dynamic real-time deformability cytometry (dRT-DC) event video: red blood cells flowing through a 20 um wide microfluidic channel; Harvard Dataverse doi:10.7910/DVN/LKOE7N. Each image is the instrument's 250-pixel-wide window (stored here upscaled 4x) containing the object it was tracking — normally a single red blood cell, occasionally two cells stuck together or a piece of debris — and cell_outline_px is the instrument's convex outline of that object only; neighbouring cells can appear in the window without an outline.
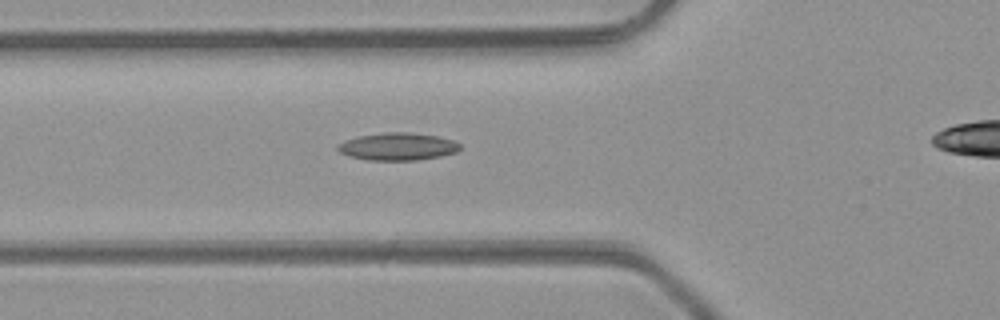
{"species": "common noctule bat (a hibernating species)", "species_latin": "Nyctalus noctula", "temperature_condition": "room temperature", "stored_images_in_passage": 35, "camera_frame_rate_fps": 3000, "um_per_image_px": 0.085, "animal": {"sex": "male", "body_mass_g": 23.1, "forearm_length_mm": 52.7}, "frame": {"image": 1, "passage_image": 10, "time_ms": 3.0, "image_size_px": [1000, 320], "cell_outline_px": [[460, 148], [456, 152], [440, 156], [416, 160], [368, 160], [348, 156], [340, 152], [336, 148], [336, 144], [344, 140], [356, 136], [384, 132], [408, 132], [440, 136], [452, 140], [460, 144]], "centroid_in_image_um": [33.76, 12.44], "position_along_channel_um": 92.0, "area_um2": 19.77}}
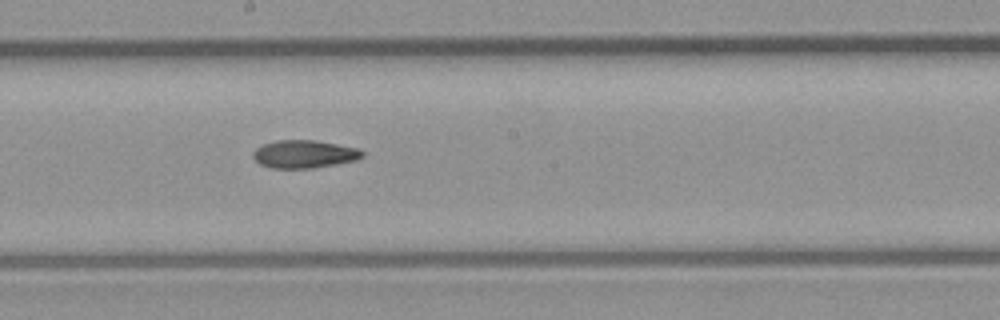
{"frame": {"image": 2, "passage_image": 19, "time_ms": 6.0, "image_size_px": [1000, 320], "cell_outline_px": [[364, 156], [356, 160], [336, 164], [312, 168], [272, 168], [260, 164], [252, 156], [252, 152], [256, 148], [264, 144], [276, 140], [316, 140], [360, 148], [364, 152]], "centroid_in_image_um": [25.88, 13.09], "position_along_channel_um": 222.3, "area_um2": 17.86}}
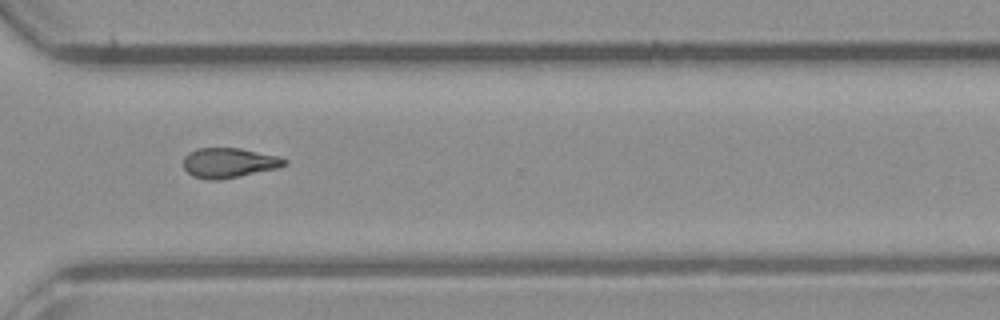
{"frame": {"image": 3, "passage_image": 28, "time_ms": 9.0, "image_size_px": [1000, 320], "cell_outline_px": [[288, 164], [280, 168], [220, 180], [208, 180], [192, 176], [184, 168], [184, 156], [188, 152], [196, 148], [240, 148], [276, 156], [288, 160]], "centroid_in_image_um": [19.46, 13.84], "position_along_channel_um": 351.1, "area_um2": 17.74}}